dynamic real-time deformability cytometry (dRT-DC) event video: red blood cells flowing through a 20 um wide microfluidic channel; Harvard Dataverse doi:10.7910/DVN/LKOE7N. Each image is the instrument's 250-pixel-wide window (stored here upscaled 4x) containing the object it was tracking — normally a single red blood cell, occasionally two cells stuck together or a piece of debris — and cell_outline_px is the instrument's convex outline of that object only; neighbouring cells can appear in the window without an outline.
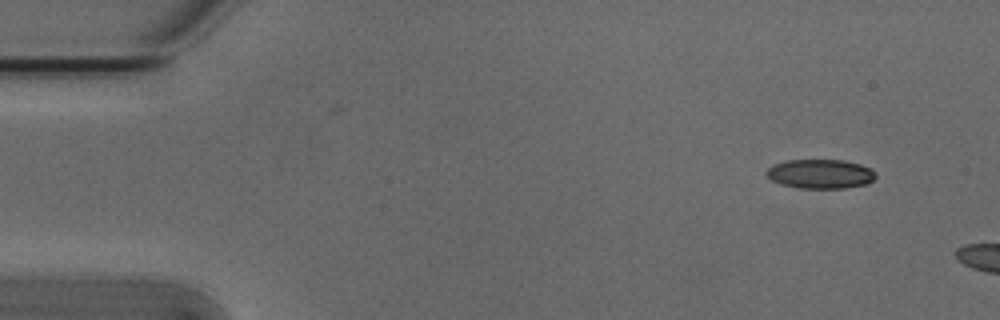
{"species": "Egyptian fruit bat (a non-hibernating species)", "species_latin": "Rousettus aegyptiacus", "temperature_condition": "cold", "stored_images_in_passage": 4, "camera_frame_rate_fps": 3000, "um_per_image_px": 0.085, "animal": {"sex": "male"}, "frame": {"image": 1, "passage_image": 1, "time_ms": 0.0, "image_size_px": [1000, 320], "cell_outline_px": [[876, 176], [868, 184], [848, 188], [796, 188], [780, 184], [772, 180], [764, 172], [772, 164], [788, 160], [844, 160], [860, 164], [868, 168]], "centroid_in_image_um": [69.69, 14.79], "position_along_channel_um": 15.3, "area_um2": 18.67}}